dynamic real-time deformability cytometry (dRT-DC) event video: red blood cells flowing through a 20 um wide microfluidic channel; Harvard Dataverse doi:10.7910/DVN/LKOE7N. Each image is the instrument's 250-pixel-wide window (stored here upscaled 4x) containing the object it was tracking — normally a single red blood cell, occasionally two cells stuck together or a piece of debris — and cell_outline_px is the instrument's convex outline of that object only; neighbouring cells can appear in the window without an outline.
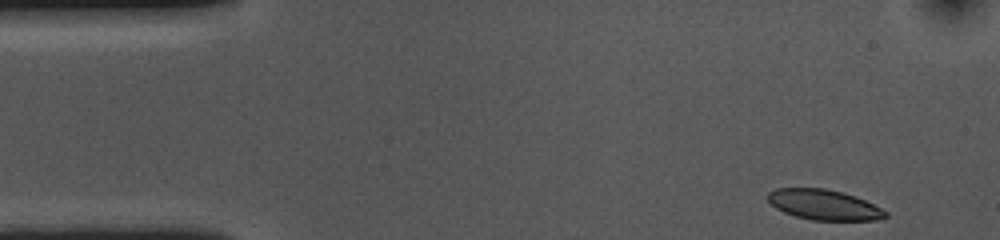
{"species": "common noctule bat (a hibernating species)", "species_latin": "Nyctalus noctula", "temperature_condition": "cold", "stored_images_in_passage": 43, "camera_frame_rate_fps": 3000, "um_per_image_px": 0.085, "animal": {"sex": "female", "body_mass_g": 10.0, "forearm_length_mm": 53.1}, "frame": {"image": 1, "passage_image": 1, "time_ms": 0.0, "image_size_px": [1000, 240], "cell_outline_px": [[888, 216], [876, 220], [812, 220], [796, 216], [784, 212], [776, 208], [768, 200], [768, 192], [776, 188], [824, 188], [844, 192], [864, 200], [888, 212]], "centroid_in_image_um": [70.03, 17.4], "position_along_channel_um": 15.0, "area_um2": 20.63}}
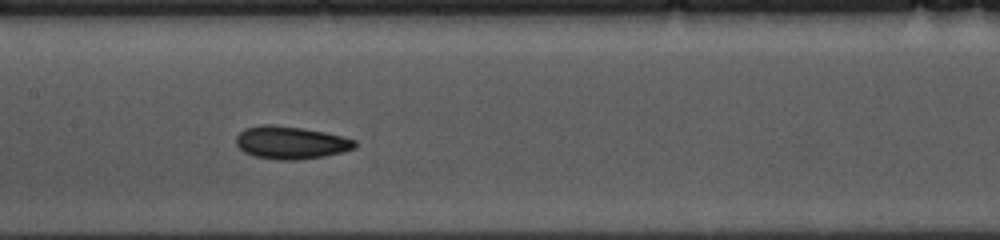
{"frame": {"image": 2, "passage_image": 22, "time_ms": 7.0, "image_size_px": [1000, 240], "cell_outline_px": [[356, 148], [324, 156], [296, 160], [280, 160], [252, 156], [244, 152], [236, 144], [236, 136], [244, 128], [260, 124], [272, 124], [304, 128], [344, 136], [356, 140]], "centroid_in_image_um": [24.7, 12.11], "position_along_channel_um": 182.7, "area_um2": 22.83}}
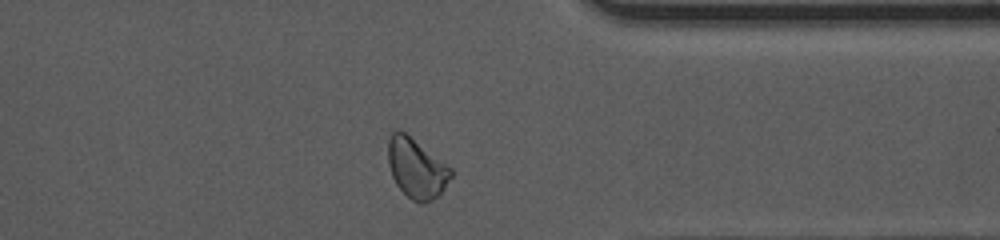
{"frame": {"image": 3, "passage_image": 39, "time_ms": 12.667, "image_size_px": [1000, 240], "cell_outline_px": [[452, 176], [444, 188], [432, 200], [420, 204], [412, 200], [396, 184], [392, 176], [388, 164], [388, 140], [392, 132], [396, 128], [400, 128], [452, 168]], "centroid_in_image_um": [35.38, 14.27], "position_along_channel_um": 376.0, "area_um2": 21.85}, "authors_computed_cell_mechanics": {"area_um2": 21.9062, "velocity_mm_per_s": 3.5775, "shape_relaxation_time_tau1_ms": 3.5676, "shape_relaxation_time_tau2_ms": 2.7007, "deformation_change_tau1": 0.0941, "deformation_change_tau2": 0.0756}}